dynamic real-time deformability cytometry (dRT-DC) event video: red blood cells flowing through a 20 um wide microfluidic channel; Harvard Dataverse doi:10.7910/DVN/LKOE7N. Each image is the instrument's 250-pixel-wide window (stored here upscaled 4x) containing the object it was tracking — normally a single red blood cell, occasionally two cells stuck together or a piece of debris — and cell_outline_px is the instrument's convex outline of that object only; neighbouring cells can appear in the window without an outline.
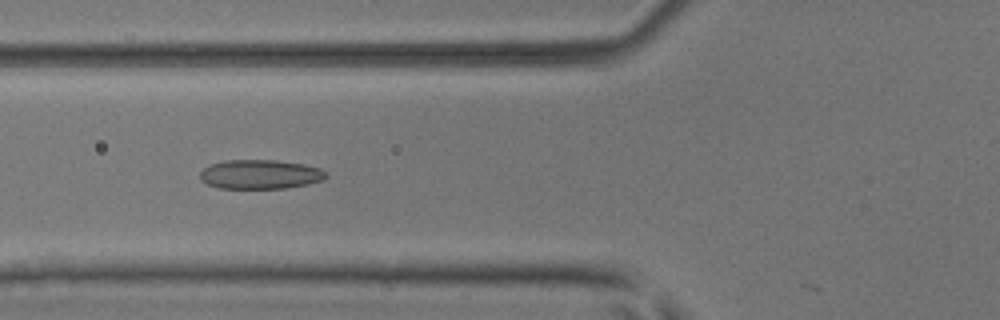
{"species": "common noctule bat (a hibernating species)", "species_latin": "Nyctalus noctula", "temperature_condition": "room temperature", "stored_images_in_passage": 38, "camera_frame_rate_fps": 3000, "um_per_image_px": 0.085, "animal": {"sex": "male", "body_mass_g": 17.9, "forearm_length_mm": 54.2}, "frame": {"image": 1, "passage_image": 5, "time_ms": 1.333, "image_size_px": [1000, 320], "cell_outline_px": [[328, 176], [324, 180], [308, 184], [284, 188], [220, 188], [208, 184], [200, 180], [200, 172], [204, 168], [212, 164], [224, 160], [276, 160], [304, 164], [320, 168], [328, 172]], "centroid_in_image_um": [22.15, 14.81], "position_along_channel_um": 103.6, "area_um2": 21.56}}
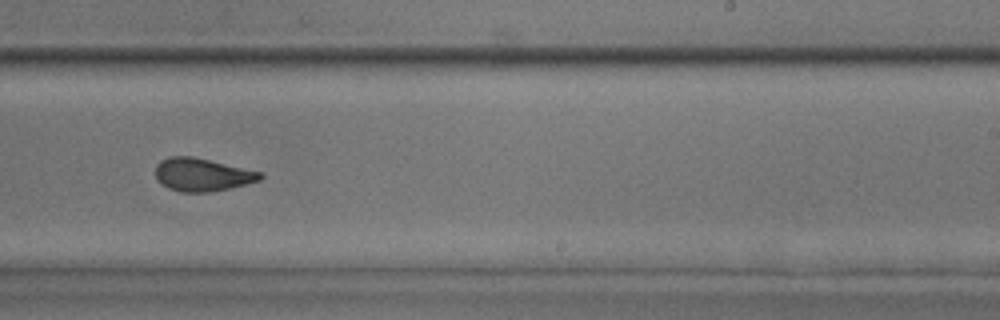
{"frame": {"image": 2, "passage_image": 18, "time_ms": 5.667, "image_size_px": [1000, 320], "cell_outline_px": [[264, 176], [260, 180], [228, 188], [208, 192], [180, 192], [168, 188], [156, 176], [156, 164], [160, 160], [168, 156], [192, 156], [264, 172]], "centroid_in_image_um": [17.2, 14.83], "position_along_channel_um": 271.8, "area_um2": 20.06}}
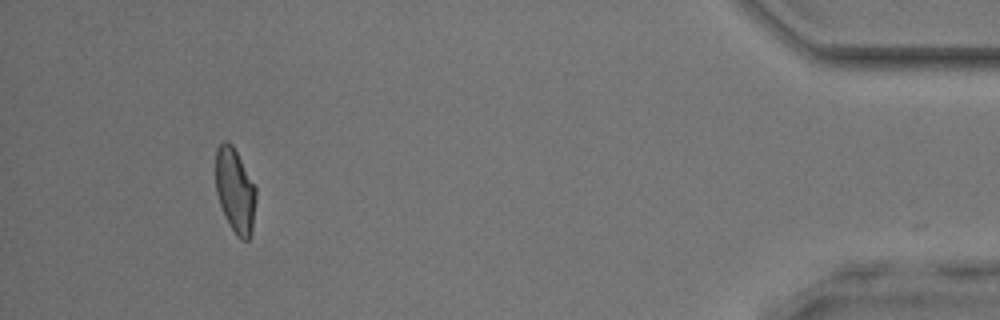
{"frame": {"image": 3, "passage_image": 34, "time_ms": 11.0, "image_size_px": [1000, 320], "cell_outline_px": [[256, 196], [252, 232], [248, 240], [240, 240], [236, 236], [220, 204], [216, 192], [216, 148], [224, 140], [228, 140], [232, 144], [256, 188]], "centroid_in_image_um": [19.99, 16.19], "position_along_channel_um": 415.2, "area_um2": 19.65}, "authors_computed_cell_mechanics": {"area_um2": 20.3167, "velocity_mm_per_s": 3.8883, "shape_relaxation_time_tau1_ms": 9.6628, "shape_relaxation_time_tau2_ms": 1.7579, "deformation_change_tau1": 0.2328, "deformation_change_tau2": 0.0929}}